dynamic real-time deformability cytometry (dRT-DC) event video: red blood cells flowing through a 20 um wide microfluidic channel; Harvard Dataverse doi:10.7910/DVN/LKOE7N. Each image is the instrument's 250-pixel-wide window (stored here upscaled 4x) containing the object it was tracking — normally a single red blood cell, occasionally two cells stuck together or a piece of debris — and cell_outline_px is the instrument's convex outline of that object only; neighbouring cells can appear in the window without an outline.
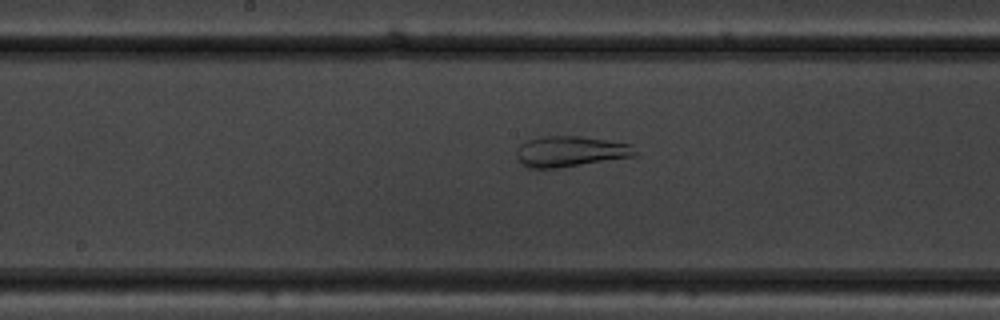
{"species": "common noctule bat (a hibernating species)", "species_latin": "Nyctalus noctula", "temperature_condition": "warm", "stored_images_in_passage": 55, "camera_frame_rate_fps": 3000, "um_per_image_px": 0.085, "animal": {"sex": "male", "body_mass_g": 19.5, "forearm_length_mm": 54.6}, "frame": {"image": 1, "passage_image": 29, "time_ms": 9.333, "image_size_px": [1000, 320], "cell_outline_px": [[636, 156], [560, 168], [528, 168], [516, 156], [516, 152], [520, 144], [528, 140], [544, 136], [580, 136], [632, 144], [636, 152]], "centroid_in_image_um": [48.5, 12.88], "position_along_channel_um": 199.7, "area_um2": 21.15}}
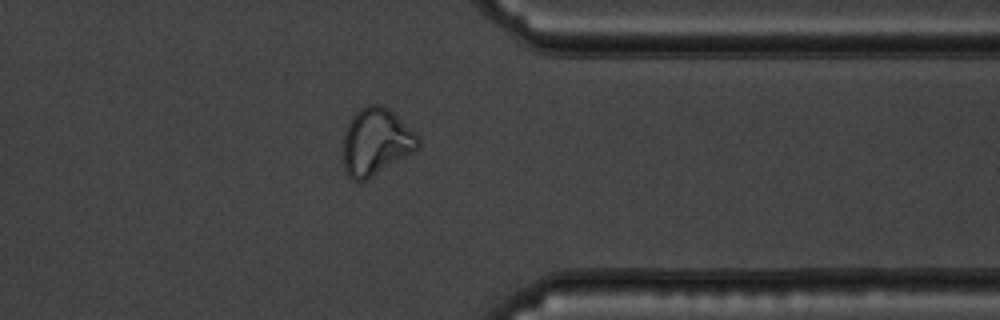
{"frame": {"image": 2, "passage_image": 44, "time_ms": 14.333, "image_size_px": [1000, 320], "cell_outline_px": [[420, 148], [372, 176], [364, 180], [352, 180], [348, 176], [344, 168], [344, 132], [352, 116], [360, 108], [368, 104], [380, 104], [388, 108], [420, 140]], "centroid_in_image_um": [31.93, 12.04], "position_along_channel_um": 379.5, "area_um2": 28.61}}
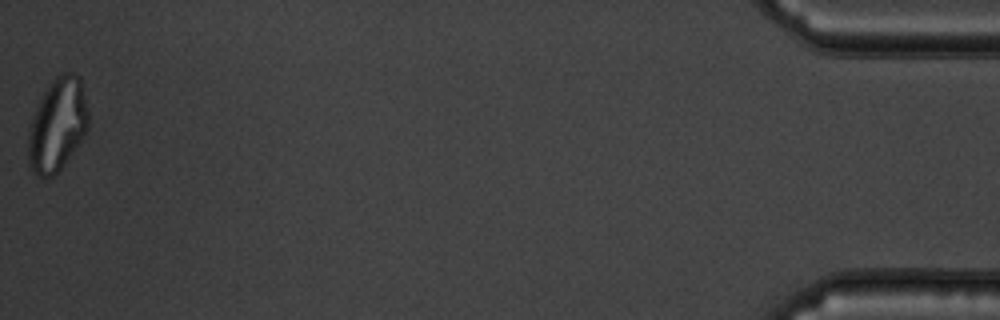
{"frame": {"image": 3, "passage_image": 55, "time_ms": 18.0, "image_size_px": [1000, 320], "cell_outline_px": [[88, 128], [72, 152], [60, 168], [52, 176], [36, 176], [28, 164], [28, 132], [36, 108], [44, 92], [52, 80], [60, 72], [72, 72], [80, 76], [88, 112]], "centroid_in_image_um": [4.87, 10.57], "position_along_channel_um": 430.3, "area_um2": 32.14}}